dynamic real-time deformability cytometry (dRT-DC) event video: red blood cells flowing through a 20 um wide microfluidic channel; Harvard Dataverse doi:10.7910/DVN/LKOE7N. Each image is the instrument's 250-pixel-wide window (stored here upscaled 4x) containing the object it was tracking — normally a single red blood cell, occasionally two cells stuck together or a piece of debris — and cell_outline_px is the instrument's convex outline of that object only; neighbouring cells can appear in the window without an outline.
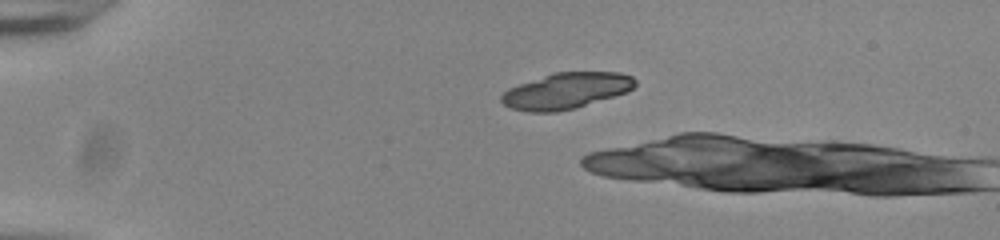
{"species": "common noctule bat (a hibernating species)", "species_latin": "Nyctalus noctula", "temperature_condition": "room temperature", "stored_images_in_passage": 10, "camera_frame_rate_fps": 3000, "um_per_image_px": 0.085, "animal": {"sex": "male", "body_mass_g": 20.0, "forearm_length_mm": 53.3}, "frame": {"image": 1, "passage_image": 1, "time_ms": 0.0, "image_size_px": [1000, 240], "cell_outline_px": [[636, 84], [632, 88], [624, 92], [576, 108], [556, 112], [528, 112], [512, 108], [504, 104], [500, 100], [500, 96], [508, 88], [552, 72], [620, 72], [632, 76], [636, 80]], "centroid_in_image_um": [48.09, 7.71], "position_along_channel_um": 36.9, "area_um2": 27.92}}